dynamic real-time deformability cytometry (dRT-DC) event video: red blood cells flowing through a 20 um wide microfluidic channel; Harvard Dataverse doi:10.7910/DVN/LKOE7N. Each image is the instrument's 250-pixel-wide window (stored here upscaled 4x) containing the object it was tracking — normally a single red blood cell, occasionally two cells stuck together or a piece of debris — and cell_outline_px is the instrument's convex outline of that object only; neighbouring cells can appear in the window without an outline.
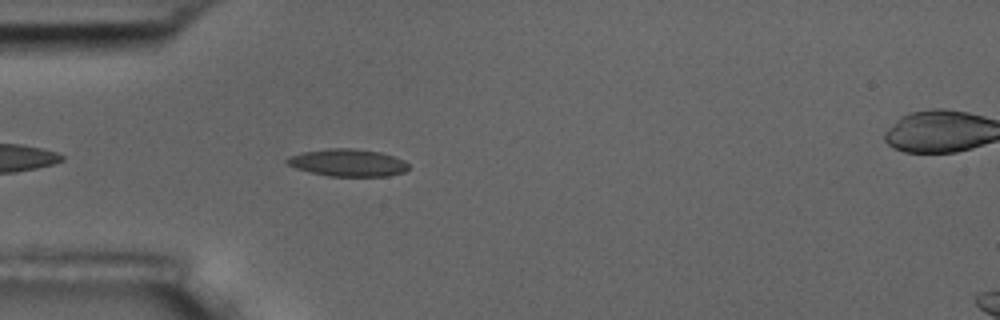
{"species": "common noctule bat (a hibernating species)", "species_latin": "Nyctalus noctula", "temperature_condition": "room temperature", "stored_images_in_passage": 2, "segment_of_instrument_passage": [1, 2], "camera_frame_rate_fps": 3000, "um_per_image_px": 0.085, "animal": {"sex": "male", "body_mass_g": 17.5, "forearm_length_mm": 52.3}, "frame": {"image": 1, "passage_image": 1, "time_ms": 0.0, "image_size_px": [1000, 320], "cell_outline_px": [[408, 168], [404, 172], [388, 176], [328, 176], [296, 168], [288, 164], [284, 160], [288, 156], [304, 152], [328, 148], [352, 148], [380, 152], [404, 160], [408, 164]], "centroid_in_image_um": [29.56, 13.83], "position_along_channel_um": 55.4, "area_um2": 19.25}}